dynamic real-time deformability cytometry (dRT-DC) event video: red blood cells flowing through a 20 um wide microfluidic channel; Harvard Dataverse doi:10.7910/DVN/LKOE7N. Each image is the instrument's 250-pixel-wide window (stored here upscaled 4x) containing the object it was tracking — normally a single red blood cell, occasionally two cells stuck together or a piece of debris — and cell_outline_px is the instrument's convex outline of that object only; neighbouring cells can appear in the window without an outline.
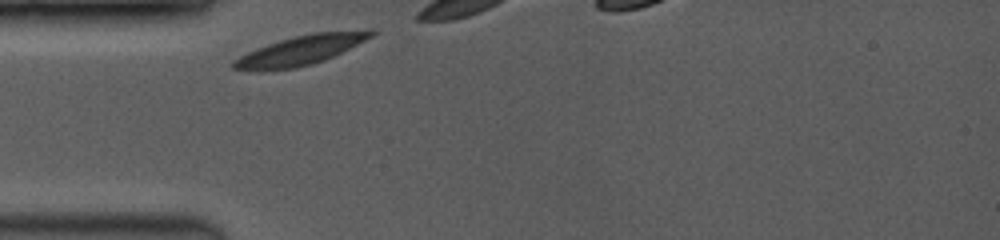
{"species": "common noctule bat (a hibernating species)", "species_latin": "Nyctalus noctula", "temperature_condition": "room temperature", "stored_images_in_passage": 1, "camera_frame_rate_fps": 3500, "um_per_image_px": 0.085, "animal": {"sex": "female", "body_mass_g": 19.0, "forearm_length_mm": 53.3}, "frame": {"image": 1, "passage_image": 1, "time_ms": 0.0, "image_size_px": [1000, 240], "cell_outline_px": [[376, 32], [372, 36], [324, 60], [312, 64], [296, 68], [232, 68], [232, 60], [248, 52], [268, 44], [280, 40], [312, 32], [368, 28], [376, 28]], "centroid_in_image_um": [25.7, 4.19], "position_along_channel_um": 59.3, "area_um2": 22.95}}